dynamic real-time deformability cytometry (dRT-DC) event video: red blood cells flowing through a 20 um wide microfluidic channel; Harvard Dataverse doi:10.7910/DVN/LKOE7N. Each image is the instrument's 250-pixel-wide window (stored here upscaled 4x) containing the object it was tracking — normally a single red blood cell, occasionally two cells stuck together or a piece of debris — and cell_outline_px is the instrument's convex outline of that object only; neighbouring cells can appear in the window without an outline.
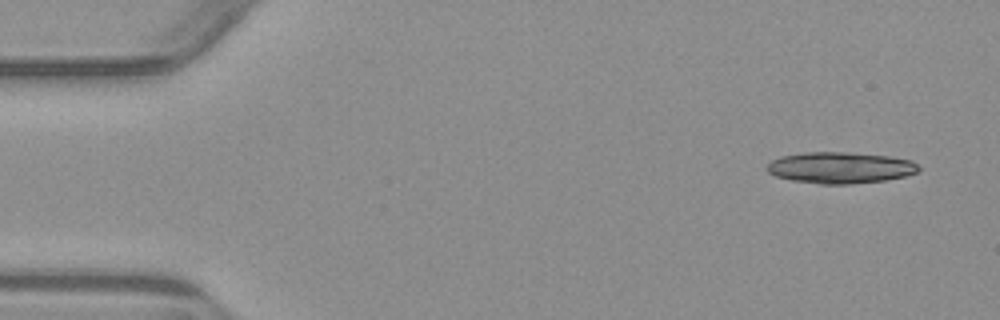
{"species": "common noctule bat (a hibernating species)", "species_latin": "Nyctalus noctula", "temperature_condition": "warm", "stored_images_in_passage": 6, "camera_frame_rate_fps": 3000, "um_per_image_px": 0.085, "animal": {"sex": "male", "body_mass_g": 23.1, "forearm_length_mm": 52.7}, "frame": {"image": 1, "passage_image": 1, "time_ms": 0.0, "image_size_px": [1000, 320], "cell_outline_px": [[920, 168], [916, 172], [904, 176], [884, 180], [848, 184], [820, 184], [792, 180], [776, 176], [768, 172], [764, 168], [772, 160], [780, 156], [804, 152], [848, 152], [888, 156], [912, 160]], "centroid_in_image_um": [71.38, 14.24], "position_along_channel_um": 13.6, "area_um2": 27.63}}
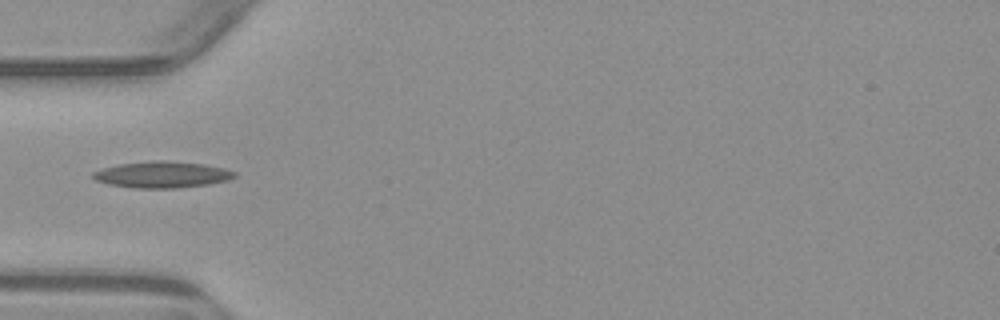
{"frame": {"image": 2, "passage_image": 5, "time_ms": 4.667, "image_size_px": [1000, 320], "cell_outline_px": [[236, 176], [228, 180], [208, 184], [176, 188], [132, 188], [112, 184], [96, 180], [92, 176], [92, 172], [104, 168], [120, 164], [156, 160], [164, 160], [204, 164], [224, 168], [236, 172]], "centroid_in_image_um": [13.81, 14.84], "position_along_channel_um": 71.2, "area_um2": 21.56}}
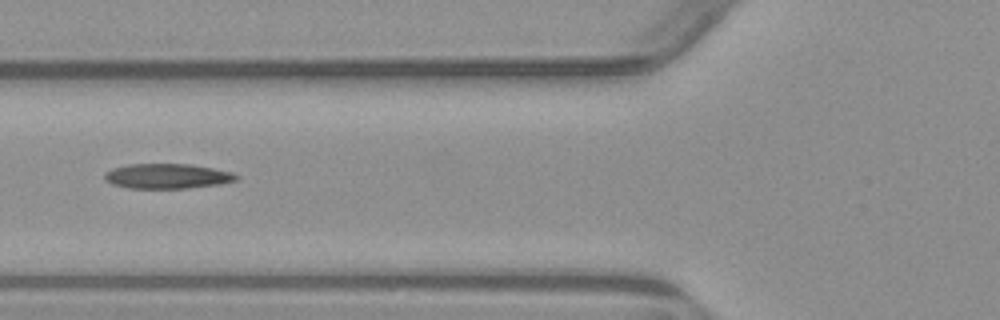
{"frame": {"image": 3, "passage_image": 6, "time_ms": 5.667, "image_size_px": [1000, 320], "cell_outline_px": [[240, 176], [236, 180], [220, 184], [188, 188], [128, 188], [112, 184], [104, 180], [104, 172], [112, 168], [128, 164], [192, 164], [232, 172]], "centroid_in_image_um": [14.19, 14.97], "position_along_channel_um": 111.6, "area_um2": 19.25}}